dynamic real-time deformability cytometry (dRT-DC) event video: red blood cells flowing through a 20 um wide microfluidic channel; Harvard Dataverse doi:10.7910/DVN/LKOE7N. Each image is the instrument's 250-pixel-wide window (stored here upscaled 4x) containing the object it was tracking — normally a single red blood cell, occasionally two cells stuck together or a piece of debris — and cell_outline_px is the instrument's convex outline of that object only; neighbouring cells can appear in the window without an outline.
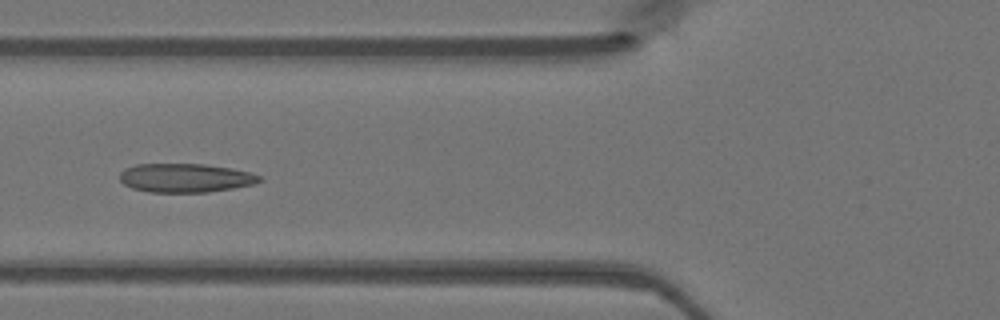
{"species": "Egyptian fruit bat (a non-hibernating species)", "species_latin": "Rousettus aegyptiacus", "temperature_condition": "warm", "stored_images_in_passage": 43, "camera_frame_rate_fps": 3000, "um_per_image_px": 0.085, "animal": {"sex": "female"}, "frame": {"image": 1, "passage_image": 17, "time_ms": 5.333, "image_size_px": [1000, 320], "cell_outline_px": [[264, 180], [256, 184], [208, 192], [148, 192], [132, 188], [124, 184], [120, 180], [120, 172], [124, 168], [136, 164], [204, 164], [252, 172], [260, 176]], "centroid_in_image_um": [15.76, 15.12], "position_along_channel_um": 110.0, "area_um2": 23.58}}
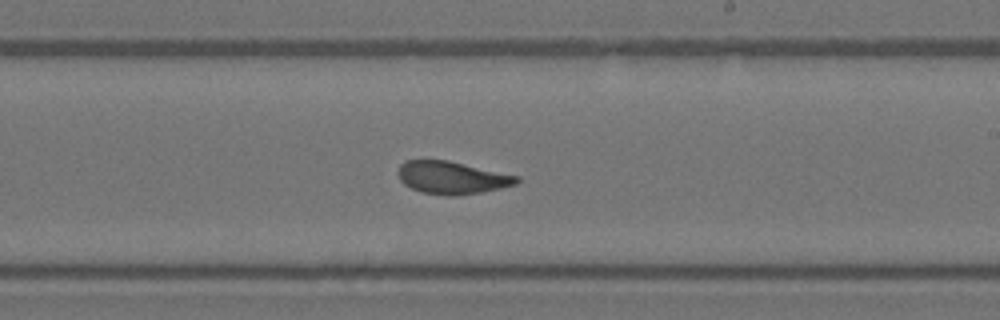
{"frame": {"image": 2, "passage_image": 27, "time_ms": 8.667, "image_size_px": [1000, 320], "cell_outline_px": [[520, 180], [516, 184], [500, 188], [480, 192], [456, 196], [448, 196], [420, 192], [404, 184], [400, 180], [396, 172], [400, 164], [404, 160], [448, 160], [520, 176]], "centroid_in_image_um": [38.39, 15.09], "position_along_channel_um": 250.6, "area_um2": 22.72}}
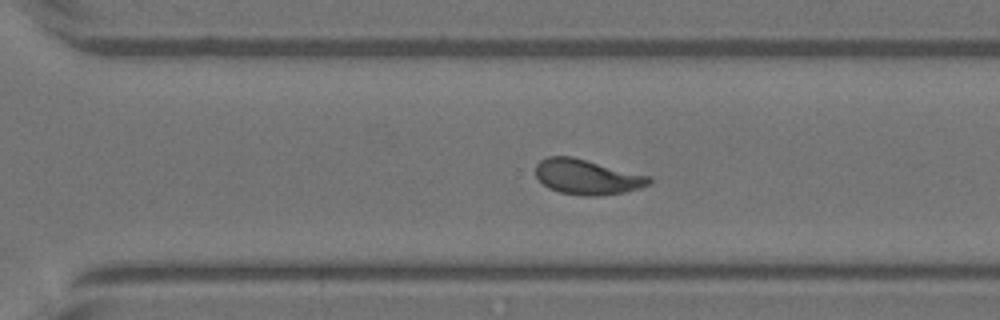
{"frame": {"image": 3, "passage_image": 32, "time_ms": 10.333, "image_size_px": [1000, 320], "cell_outline_px": [[652, 184], [640, 188], [624, 192], [596, 196], [584, 196], [560, 192], [548, 188], [536, 176], [536, 164], [540, 160], [548, 156], [572, 156], [652, 176]], "centroid_in_image_um": [49.94, 15.03], "position_along_channel_um": 320.7, "area_um2": 23.41}}